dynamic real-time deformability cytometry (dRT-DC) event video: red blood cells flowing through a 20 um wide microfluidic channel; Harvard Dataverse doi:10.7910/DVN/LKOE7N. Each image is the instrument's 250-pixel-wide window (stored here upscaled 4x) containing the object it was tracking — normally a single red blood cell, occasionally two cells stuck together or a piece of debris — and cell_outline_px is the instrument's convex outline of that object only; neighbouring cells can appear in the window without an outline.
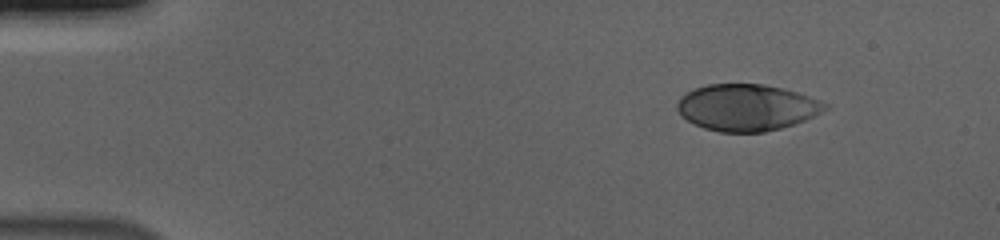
{"species": "human", "species_latin": "Homo sapiens", "temperature_condition": "cold", "stored_images_in_passage": 50, "camera_frame_rate_fps": 3000, "um_per_image_px": 0.085, "donor": {"sex": "male"}, "frame": {"image": 1, "passage_image": 1, "time_ms": 0.0, "image_size_px": [1000, 240], "cell_outline_px": [[828, 108], [804, 120], [780, 128], [764, 132], [720, 132], [704, 128], [680, 116], [676, 108], [676, 104], [680, 96], [696, 88], [708, 84], [764, 84], [796, 92], [808, 96], [828, 104]], "centroid_in_image_um": [63.42, 9.13], "position_along_channel_um": 21.6, "area_um2": 39.77}}
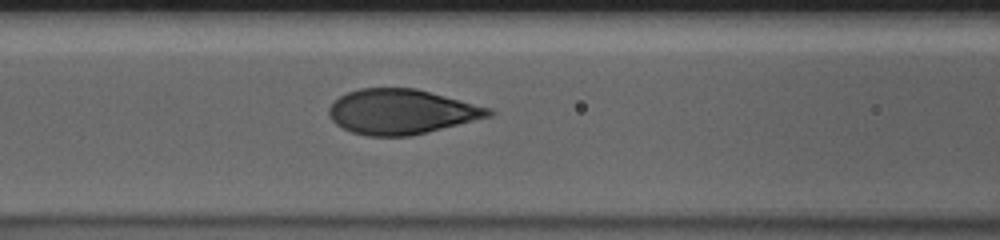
{"frame": {"image": 2, "passage_image": 18, "time_ms": 5.667, "image_size_px": [1000, 240], "cell_outline_px": [[496, 112], [492, 116], [412, 136], [368, 136], [352, 132], [336, 124], [328, 116], [328, 108], [340, 96], [348, 92], [360, 88], [416, 88], [492, 108]], "centroid_in_image_um": [34.14, 9.5], "position_along_channel_um": 132.5, "area_um2": 41.91}}
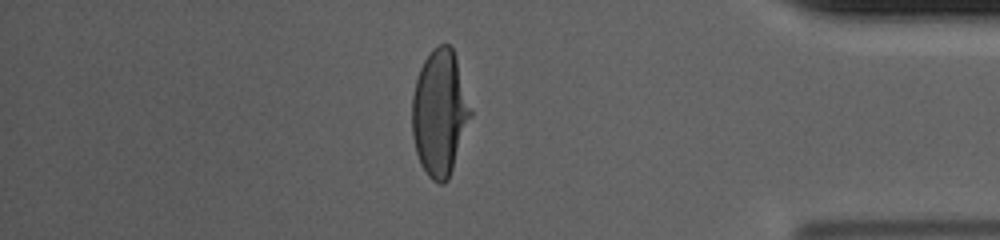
{"frame": {"image": 3, "passage_image": 42, "time_ms": 13.667, "image_size_px": [1000, 240], "cell_outline_px": [[472, 116], [448, 180], [444, 184], [440, 184], [432, 180], [428, 176], [420, 164], [416, 152], [412, 136], [412, 96], [416, 80], [420, 68], [424, 60], [432, 48], [440, 44], [448, 44], [452, 48], [456, 56], [472, 112]], "centroid_in_image_um": [37.37, 9.6], "position_along_channel_um": 397.8, "area_um2": 43.06}, "authors_computed_cell_mechanics": {"area_um2": 43.061, "velocity_mm_per_s": 3.6813, "shape_relaxation_time_tau1_ms": 3.9571, "shape_relaxation_time_tau2_ms": null, "deformation_change_tau1": 0.2155, "deformation_change_tau2": null}}